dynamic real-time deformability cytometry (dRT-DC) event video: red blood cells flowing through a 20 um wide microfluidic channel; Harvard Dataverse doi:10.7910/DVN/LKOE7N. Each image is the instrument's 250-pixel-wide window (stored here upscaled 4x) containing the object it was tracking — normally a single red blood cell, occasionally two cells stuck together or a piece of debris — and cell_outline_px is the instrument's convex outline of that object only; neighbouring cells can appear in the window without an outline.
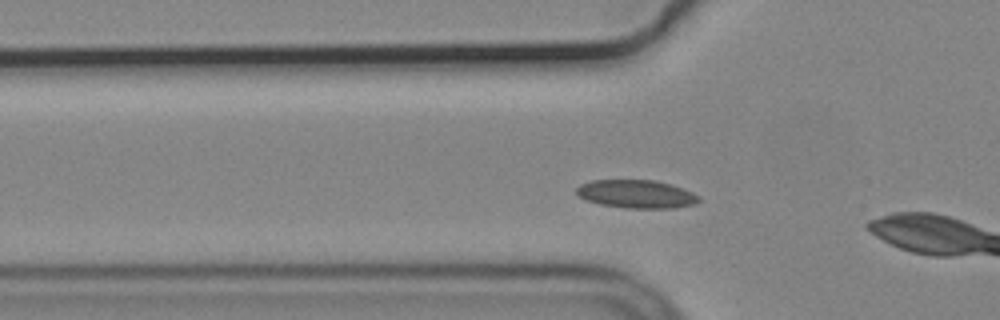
{"species": "common noctule bat (a hibernating species)", "species_latin": "Nyctalus noctula", "temperature_condition": "cold", "stored_images_in_passage": 13, "camera_frame_rate_fps": 3000, "um_per_image_px": 0.085, "animal": {"sex": "male", "body_mass_g": 19.2, "forearm_length_mm": 51.8}, "frame": {"image": 1, "passage_image": 10, "time_ms": 3.0, "image_size_px": [1000, 320], "cell_outline_px": [[700, 200], [696, 204], [672, 208], [624, 208], [600, 204], [588, 200], [580, 196], [576, 192], [576, 188], [580, 184], [592, 180], [656, 180], [672, 184], [692, 192], [700, 196]], "centroid_in_image_um": [54.12, 16.49], "position_along_channel_um": 71.7, "area_um2": 20.17}}